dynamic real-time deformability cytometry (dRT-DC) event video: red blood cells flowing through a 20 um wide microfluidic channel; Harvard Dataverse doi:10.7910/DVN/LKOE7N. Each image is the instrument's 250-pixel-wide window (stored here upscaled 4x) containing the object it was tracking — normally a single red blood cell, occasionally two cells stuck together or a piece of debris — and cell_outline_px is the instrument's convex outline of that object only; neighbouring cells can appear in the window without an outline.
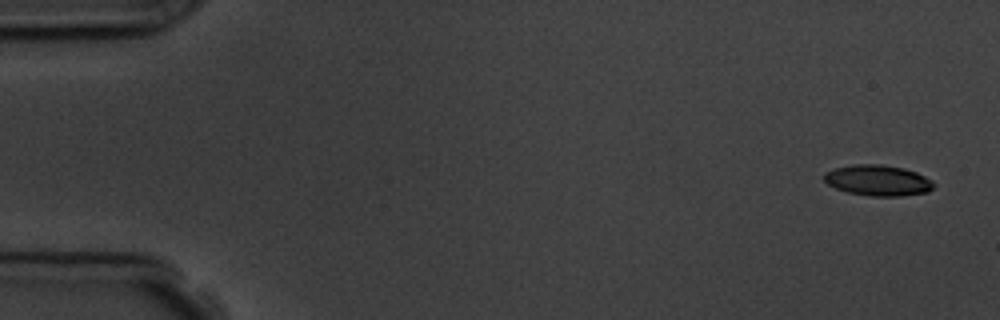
{"species": "common noctule bat (a hibernating species)", "species_latin": "Nyctalus noctula", "temperature_condition": "room temperature", "stored_images_in_passage": 4, "camera_frame_rate_fps": 3000, "um_per_image_px": 0.085, "animal": {"sex": "male", "body_mass_g": 19.5, "forearm_length_mm": 54.6}, "frame": {"image": 1, "passage_image": 1, "time_ms": 0.0, "image_size_px": [1000, 320], "cell_outline_px": [[936, 184], [928, 192], [900, 196], [868, 196], [848, 192], [836, 188], [828, 184], [824, 180], [824, 172], [832, 168], [852, 164], [880, 164], [904, 168], [916, 172], [932, 180]], "centroid_in_image_um": [74.61, 15.32], "position_along_channel_um": 10.4, "area_um2": 19.83}}